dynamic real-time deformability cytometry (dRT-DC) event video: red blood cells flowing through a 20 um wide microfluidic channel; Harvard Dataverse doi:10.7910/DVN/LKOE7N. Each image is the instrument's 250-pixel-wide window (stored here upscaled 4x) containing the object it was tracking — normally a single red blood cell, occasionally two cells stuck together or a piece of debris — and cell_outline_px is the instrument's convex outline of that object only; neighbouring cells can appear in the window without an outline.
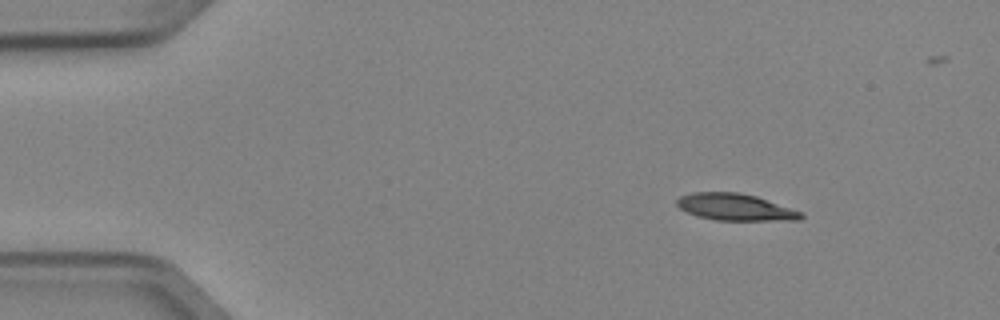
{"species": "Egyptian fruit bat (a non-hibernating species)", "species_latin": "Rousettus aegyptiacus", "temperature_condition": "cold", "stored_images_in_passage": 3, "camera_frame_rate_fps": 3000, "um_per_image_px": 0.085, "animal": {"sex": "female"}, "frame": {"image": 1, "passage_image": 1, "time_ms": 0.0, "image_size_px": [1000, 320], "cell_outline_px": [[804, 216], [800, 220], [716, 220], [696, 216], [680, 208], [676, 204], [676, 200], [680, 196], [692, 192], [740, 192], [756, 196], [804, 212]], "centroid_in_image_um": [62.51, 17.6], "position_along_channel_um": 22.5, "area_um2": 19.48}}